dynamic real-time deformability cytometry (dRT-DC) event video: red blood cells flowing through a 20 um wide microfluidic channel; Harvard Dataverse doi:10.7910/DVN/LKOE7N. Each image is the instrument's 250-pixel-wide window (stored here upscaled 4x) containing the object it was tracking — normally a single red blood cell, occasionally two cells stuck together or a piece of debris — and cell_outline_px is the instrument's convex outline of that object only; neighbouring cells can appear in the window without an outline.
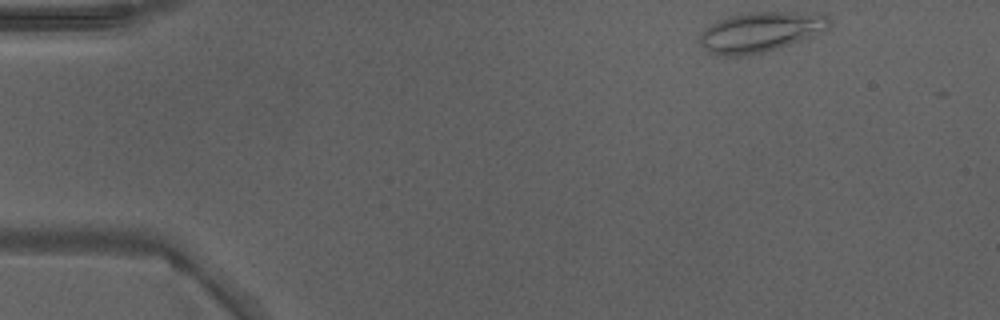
{"species": "Egyptian fruit bat (a non-hibernating species)", "species_latin": "Rousettus aegyptiacus", "temperature_condition": "warm", "stored_images_in_passage": 9, "camera_frame_rate_fps": 3000, "um_per_image_px": 0.085, "animal": {"sex": "male"}, "frame": {"image": 1, "passage_image": 1, "time_ms": 0.0, "image_size_px": [1000, 320], "cell_outline_px": [[832, 24], [828, 28], [812, 36], [764, 52], [744, 56], [716, 56], [708, 52], [700, 44], [700, 32], [704, 28], [716, 20], [732, 16], [752, 12], [816, 12], [828, 16], [832, 20]], "centroid_in_image_um": [64.62, 2.71], "position_along_channel_um": 20.4, "area_um2": 30.4}}